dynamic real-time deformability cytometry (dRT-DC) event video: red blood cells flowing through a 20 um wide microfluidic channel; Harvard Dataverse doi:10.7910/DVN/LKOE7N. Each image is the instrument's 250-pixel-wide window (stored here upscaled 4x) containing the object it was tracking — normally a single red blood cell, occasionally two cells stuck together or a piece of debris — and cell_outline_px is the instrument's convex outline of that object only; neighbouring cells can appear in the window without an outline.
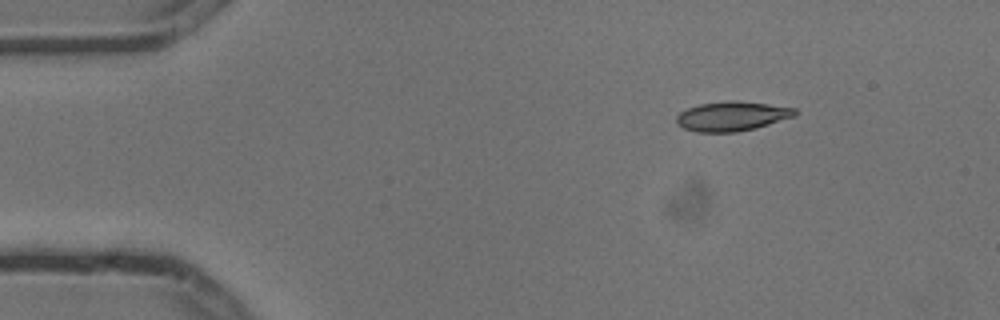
{"species": "common noctule bat (a hibernating species)", "species_latin": "Nyctalus noctula", "temperature_condition": "cold", "stored_images_in_passage": 5, "camera_frame_rate_fps": 3000, "um_per_image_px": 0.085, "animal": {"sex": "male", "body_mass_g": 13.3}, "frame": {"image": 1, "passage_image": 1, "time_ms": 0.0, "image_size_px": [1000, 320], "cell_outline_px": [[796, 116], [756, 128], [736, 132], [696, 132], [684, 128], [676, 124], [676, 116], [680, 112], [688, 108], [700, 104], [728, 100], [736, 100], [768, 104], [796, 108]], "centroid_in_image_um": [62.21, 9.88], "position_along_channel_um": 22.8, "area_um2": 20.46}}